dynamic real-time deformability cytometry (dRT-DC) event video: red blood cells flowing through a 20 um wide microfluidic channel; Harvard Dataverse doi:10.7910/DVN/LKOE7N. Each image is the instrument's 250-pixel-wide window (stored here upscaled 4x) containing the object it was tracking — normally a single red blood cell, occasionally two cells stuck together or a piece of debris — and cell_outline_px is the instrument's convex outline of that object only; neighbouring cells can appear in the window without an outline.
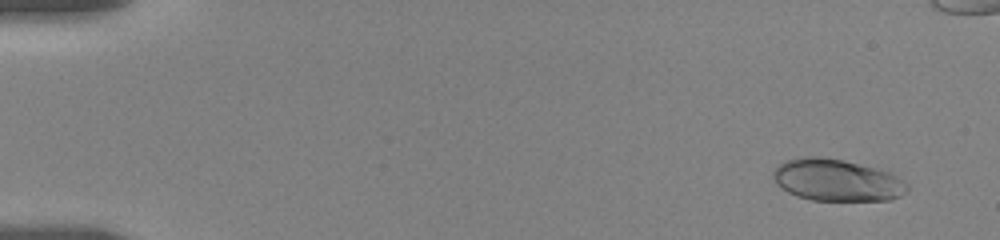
{"species": "human", "species_latin": "Homo sapiens", "temperature_condition": "room temperature", "stored_images_in_passage": 55, "camera_frame_rate_fps": 3000, "um_per_image_px": 0.085, "donor": {"sex": "female"}, "frame": {"image": 1, "passage_image": 5, "time_ms": 1.0, "image_size_px": [1000, 240], "cell_outline_px": [[908, 192], [900, 196], [888, 200], [812, 200], [796, 196], [788, 192], [776, 184], [772, 176], [772, 172], [784, 160], [804, 156], [820, 156], [844, 160], [892, 172], [904, 180], [908, 184]], "centroid_in_image_um": [71.14, 15.3], "position_along_channel_um": 13.9, "area_um2": 33.06}}
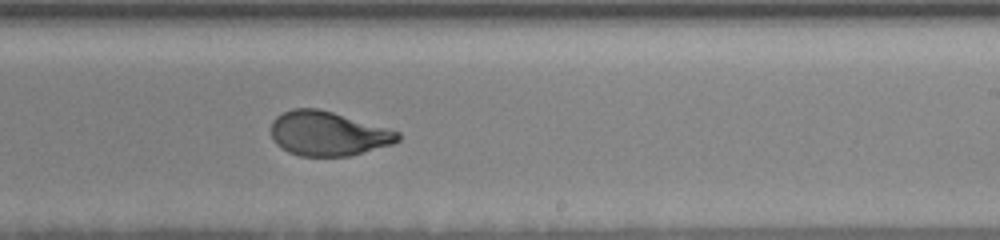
{"frame": {"image": 2, "passage_image": 35, "time_ms": 11.667, "image_size_px": [1000, 240], "cell_outline_px": [[400, 140], [392, 144], [352, 156], [300, 156], [288, 152], [280, 148], [276, 144], [272, 136], [272, 120], [276, 116], [292, 108], [316, 108], [332, 112], [400, 132]], "centroid_in_image_um": [27.86, 11.37], "position_along_channel_um": 261.1, "area_um2": 32.71}}
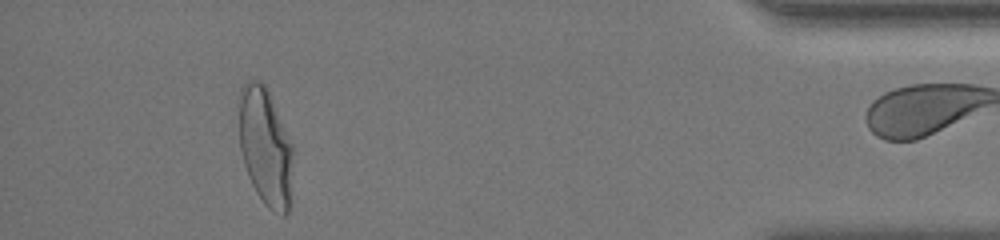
{"frame": {"image": 3, "passage_image": 52, "time_ms": 17.333, "image_size_px": [1000, 240], "cell_outline_px": [[292, 152], [288, 212], [284, 216], [280, 216], [268, 208], [264, 204], [256, 192], [248, 176], [244, 164], [240, 148], [240, 88], [248, 80], [260, 80], [264, 84], [268, 92], [292, 144]], "centroid_in_image_um": [22.54, 12.5], "position_along_channel_um": 412.7, "area_um2": 36.36}, "authors_computed_cell_mechanics": {"area_um2": 33.524, "velocity_mm_per_s": 3.5575, "shape_relaxation_time_tau1_ms": 4.6282, "shape_relaxation_time_tau2_ms": null, "deformation_change_tau1": 0.197, "deformation_change_tau2": null}}